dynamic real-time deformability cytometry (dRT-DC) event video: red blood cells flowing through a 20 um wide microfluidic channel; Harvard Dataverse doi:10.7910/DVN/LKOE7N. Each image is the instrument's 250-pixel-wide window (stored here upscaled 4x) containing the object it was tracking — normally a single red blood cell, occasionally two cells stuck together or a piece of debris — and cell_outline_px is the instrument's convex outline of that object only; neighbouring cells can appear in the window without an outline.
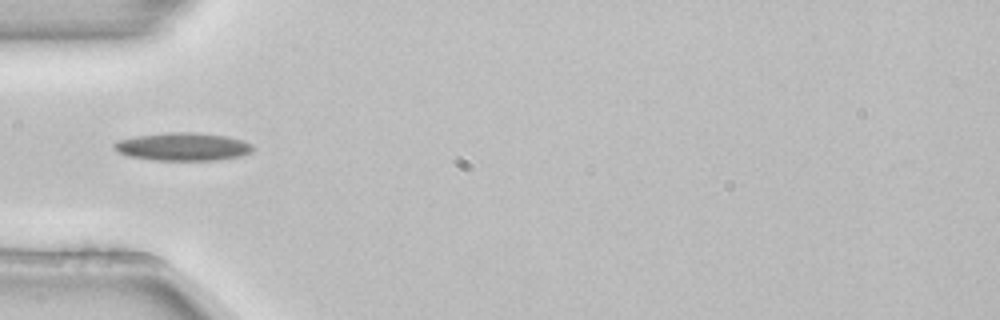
{"species": "common noctule bat (a hibernating species)", "species_latin": "Nyctalus noctula", "temperature_condition": "room temperature", "stored_images_in_passage": 1, "camera_frame_rate_fps": 3000, "um_per_image_px": 0.085, "animal": {"sex": "female", "body_mass_g": 22.7, "forearm_length_mm": 54.2}, "frame": {"image": 1, "passage_image": 1, "time_ms": 0.0, "image_size_px": [1000, 320], "cell_outline_px": [[252, 152], [240, 156], [220, 160], [156, 160], [128, 156], [120, 152], [112, 144], [116, 140], [136, 136], [168, 132], [192, 132], [224, 136], [240, 140], [252, 144]], "centroid_in_image_um": [15.53, 12.47], "position_along_channel_um": 69.5, "area_um2": 22.43}}